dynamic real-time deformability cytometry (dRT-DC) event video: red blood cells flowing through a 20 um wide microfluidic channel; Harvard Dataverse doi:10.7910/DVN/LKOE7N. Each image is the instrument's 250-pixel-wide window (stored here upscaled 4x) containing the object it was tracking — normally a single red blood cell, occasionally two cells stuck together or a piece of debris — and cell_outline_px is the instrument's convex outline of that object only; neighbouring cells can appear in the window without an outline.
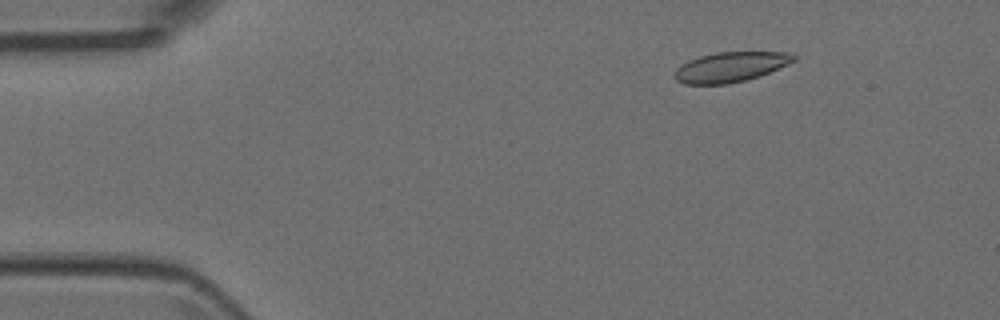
{"species": "Egyptian fruit bat (a non-hibernating species)", "species_latin": "Rousettus aegyptiacus", "temperature_condition": "room temperature", "stored_images_in_passage": 6, "camera_frame_rate_fps": 3000, "um_per_image_px": 0.085, "animal": {"sex": "female"}, "frame": {"image": 1, "passage_image": 3, "time_ms": 0.667, "image_size_px": [1000, 320], "cell_outline_px": [[796, 60], [788, 64], [760, 76], [728, 84], [684, 84], [676, 80], [672, 76], [676, 68], [688, 60], [700, 56], [716, 52], [784, 52], [796, 56]], "centroid_in_image_um": [62.05, 5.7], "position_along_channel_um": 22.9, "area_um2": 20.81}}
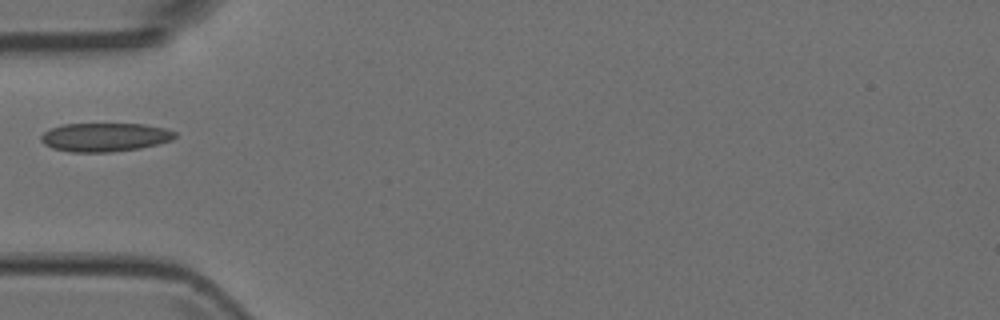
{"frame": {"image": 2, "passage_image": 6, "time_ms": 1.667, "image_size_px": [1000, 320], "cell_outline_px": [[176, 136], [172, 140], [140, 148], [112, 152], [72, 152], [52, 148], [44, 144], [40, 140], [40, 136], [44, 132], [52, 128], [64, 124], [144, 124], [164, 128], [176, 132]], "centroid_in_image_um": [8.9, 11.66], "position_along_channel_um": 76.1, "area_um2": 22.31}}